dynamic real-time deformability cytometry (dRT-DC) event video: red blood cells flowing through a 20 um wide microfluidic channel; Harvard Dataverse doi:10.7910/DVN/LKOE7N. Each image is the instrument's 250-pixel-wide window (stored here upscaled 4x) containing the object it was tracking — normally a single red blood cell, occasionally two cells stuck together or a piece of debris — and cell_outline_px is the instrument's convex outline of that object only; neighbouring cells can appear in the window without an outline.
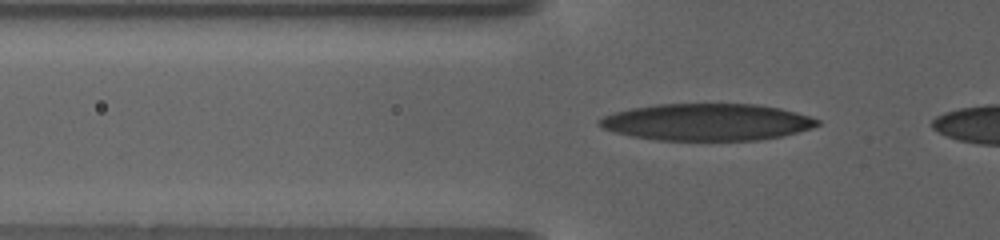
{"species": "human", "species_latin": "Homo sapiens", "temperature_condition": "warm", "stored_images_in_passage": 10, "camera_frame_rate_fps": 3000, "um_per_image_px": 0.085, "donor": {"sex": "female"}, "frame": {"image": 1, "passage_image": 5, "time_ms": 2.0, "image_size_px": [1000, 240], "cell_outline_px": [[820, 124], [812, 128], [784, 136], [756, 140], [656, 140], [632, 136], [600, 128], [596, 124], [596, 120], [612, 112], [632, 108], [656, 104], [756, 104], [780, 108], [796, 112], [820, 120]], "centroid_in_image_um": [60.06, 10.37], "position_along_channel_um": 65.7, "area_um2": 47.11}}
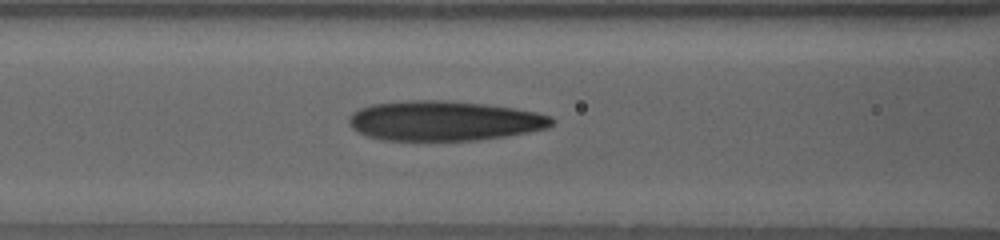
{"frame": {"image": 2, "passage_image": 9, "time_ms": 4.333, "image_size_px": [1000, 240], "cell_outline_px": [[556, 120], [548, 128], [528, 132], [504, 136], [476, 140], [380, 140], [356, 132], [348, 124], [348, 120], [352, 112], [360, 108], [372, 104], [412, 100], [440, 100], [484, 104], [512, 108], [536, 112], [552, 116]], "centroid_in_image_um": [37.73, 10.27], "position_along_channel_um": 128.9, "area_um2": 47.05}}